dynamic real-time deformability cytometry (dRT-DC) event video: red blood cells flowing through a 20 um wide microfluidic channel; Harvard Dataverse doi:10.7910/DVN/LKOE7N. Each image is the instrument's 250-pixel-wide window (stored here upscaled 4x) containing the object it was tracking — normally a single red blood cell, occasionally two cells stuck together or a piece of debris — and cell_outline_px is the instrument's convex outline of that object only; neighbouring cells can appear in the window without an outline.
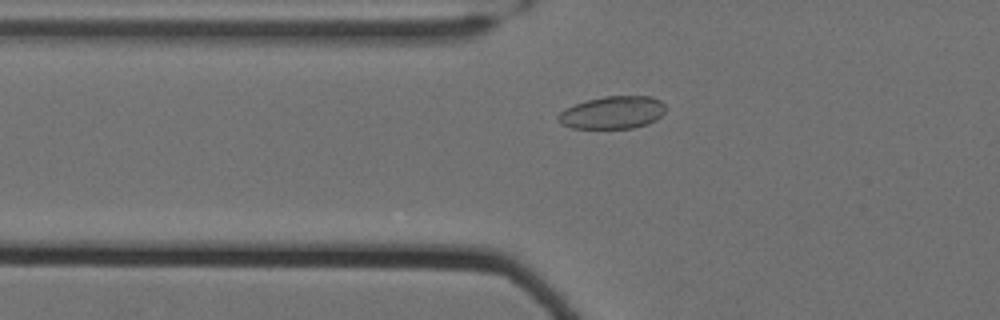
{"species": "Egyptian fruit bat (a non-hibernating species)", "species_latin": "Rousettus aegyptiacus", "temperature_condition": "cold", "stored_images_in_passage": 45, "camera_frame_rate_fps": 3000, "um_per_image_px": 0.085, "animal": {"sex": "female"}, "frame": {"image": 1, "passage_image": 8, "time_ms": 2.333, "image_size_px": [1000, 320], "cell_outline_px": [[664, 112], [656, 120], [648, 124], [632, 128], [572, 128], [560, 124], [556, 120], [556, 116], [564, 108], [588, 100], [604, 96], [652, 96], [660, 100], [664, 104]], "centroid_in_image_um": [52.04, 9.57], "position_along_channel_um": 73.8, "area_um2": 20.52}}
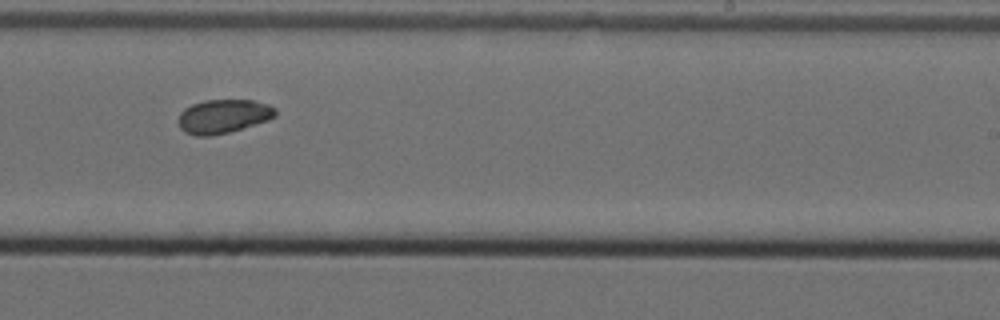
{"frame": {"image": 2, "passage_image": 25, "time_ms": 8.0, "image_size_px": [1000, 320], "cell_outline_px": [[276, 116], [268, 120], [228, 132], [212, 136], [196, 136], [184, 132], [180, 128], [180, 112], [184, 108], [192, 104], [204, 100], [252, 100], [268, 104], [276, 108]], "centroid_in_image_um": [18.98, 9.88], "position_along_channel_um": 270.0, "area_um2": 19.07}}
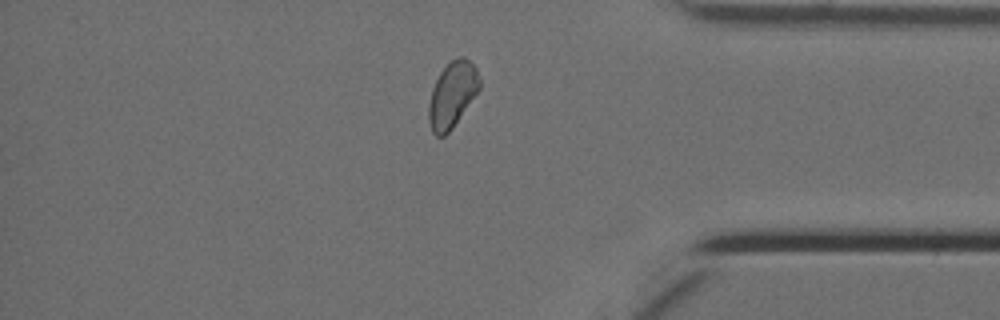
{"frame": {"image": 3, "passage_image": 37, "time_ms": 12.0, "image_size_px": [1000, 320], "cell_outline_px": [[480, 88], [452, 128], [444, 136], [436, 136], [432, 132], [428, 120], [428, 104], [432, 88], [440, 72], [452, 60], [460, 56], [464, 56], [476, 68], [480, 80]], "centroid_in_image_um": [38.42, 8.05], "position_along_channel_um": 396.8, "area_um2": 19.25}, "authors_computed_cell_mechanics": {"area_um2": 19.363, "velocity_mm_per_s": 3.4881, "shape_relaxation_time_tau1_ms": 6.0507, "shape_relaxation_time_tau2_ms": 4.3333, "deformation_change_tau1": 0.0566, "deformation_change_tau2": 0.0468}}